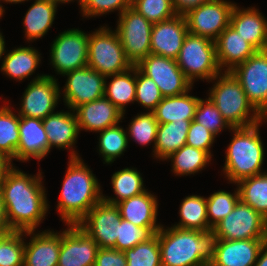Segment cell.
<instances>
[{
	"label": "cell",
	"instance_id": "6da1fadb",
	"mask_svg": "<svg viewBox=\"0 0 267 266\" xmlns=\"http://www.w3.org/2000/svg\"><path fill=\"white\" fill-rule=\"evenodd\" d=\"M13 166L0 185L7 222L12 231H36L49 210L43 176L30 175Z\"/></svg>",
	"mask_w": 267,
	"mask_h": 266
},
{
	"label": "cell",
	"instance_id": "7a4b0ae2",
	"mask_svg": "<svg viewBox=\"0 0 267 266\" xmlns=\"http://www.w3.org/2000/svg\"><path fill=\"white\" fill-rule=\"evenodd\" d=\"M68 158L56 211L66 225H76L103 199V193L98 179L84 160Z\"/></svg>",
	"mask_w": 267,
	"mask_h": 266
},
{
	"label": "cell",
	"instance_id": "3957f363",
	"mask_svg": "<svg viewBox=\"0 0 267 266\" xmlns=\"http://www.w3.org/2000/svg\"><path fill=\"white\" fill-rule=\"evenodd\" d=\"M217 237L208 231L181 229L163 225L158 231L162 266H209Z\"/></svg>",
	"mask_w": 267,
	"mask_h": 266
},
{
	"label": "cell",
	"instance_id": "277c9868",
	"mask_svg": "<svg viewBox=\"0 0 267 266\" xmlns=\"http://www.w3.org/2000/svg\"><path fill=\"white\" fill-rule=\"evenodd\" d=\"M263 122H267V118L250 127L230 130L233 138L226 149L225 164L222 166L224 178H227L229 183L235 185L244 178L267 172L261 170L265 150L259 127Z\"/></svg>",
	"mask_w": 267,
	"mask_h": 266
},
{
	"label": "cell",
	"instance_id": "5b68a950",
	"mask_svg": "<svg viewBox=\"0 0 267 266\" xmlns=\"http://www.w3.org/2000/svg\"><path fill=\"white\" fill-rule=\"evenodd\" d=\"M209 82L214 84L208 96L231 128L250 127L265 119L249 102L231 71H222Z\"/></svg>",
	"mask_w": 267,
	"mask_h": 266
},
{
	"label": "cell",
	"instance_id": "8992f818",
	"mask_svg": "<svg viewBox=\"0 0 267 266\" xmlns=\"http://www.w3.org/2000/svg\"><path fill=\"white\" fill-rule=\"evenodd\" d=\"M176 62L192 85L196 79L208 82L222 72L217 60L215 42L189 32Z\"/></svg>",
	"mask_w": 267,
	"mask_h": 266
},
{
	"label": "cell",
	"instance_id": "52a82bcc",
	"mask_svg": "<svg viewBox=\"0 0 267 266\" xmlns=\"http://www.w3.org/2000/svg\"><path fill=\"white\" fill-rule=\"evenodd\" d=\"M101 26L89 34L87 66L103 76L122 73L133 65L126 58L124 48L115 30Z\"/></svg>",
	"mask_w": 267,
	"mask_h": 266
},
{
	"label": "cell",
	"instance_id": "ba28073f",
	"mask_svg": "<svg viewBox=\"0 0 267 266\" xmlns=\"http://www.w3.org/2000/svg\"><path fill=\"white\" fill-rule=\"evenodd\" d=\"M153 24L131 6L117 20L116 33L124 48L126 58L137 65L151 54V32Z\"/></svg>",
	"mask_w": 267,
	"mask_h": 266
},
{
	"label": "cell",
	"instance_id": "9c48e42d",
	"mask_svg": "<svg viewBox=\"0 0 267 266\" xmlns=\"http://www.w3.org/2000/svg\"><path fill=\"white\" fill-rule=\"evenodd\" d=\"M213 230L217 239H267V219L241 200Z\"/></svg>",
	"mask_w": 267,
	"mask_h": 266
},
{
	"label": "cell",
	"instance_id": "30bf717a",
	"mask_svg": "<svg viewBox=\"0 0 267 266\" xmlns=\"http://www.w3.org/2000/svg\"><path fill=\"white\" fill-rule=\"evenodd\" d=\"M89 34L72 28L60 33L52 42L50 64L57 74H65L87 66Z\"/></svg>",
	"mask_w": 267,
	"mask_h": 266
},
{
	"label": "cell",
	"instance_id": "8fae6325",
	"mask_svg": "<svg viewBox=\"0 0 267 266\" xmlns=\"http://www.w3.org/2000/svg\"><path fill=\"white\" fill-rule=\"evenodd\" d=\"M231 72L238 79L249 102L267 118V49L256 51Z\"/></svg>",
	"mask_w": 267,
	"mask_h": 266
},
{
	"label": "cell",
	"instance_id": "7c38bea8",
	"mask_svg": "<svg viewBox=\"0 0 267 266\" xmlns=\"http://www.w3.org/2000/svg\"><path fill=\"white\" fill-rule=\"evenodd\" d=\"M236 3L226 0H212L185 16L188 32L216 41L222 31L230 25V17Z\"/></svg>",
	"mask_w": 267,
	"mask_h": 266
},
{
	"label": "cell",
	"instance_id": "4fadbf2b",
	"mask_svg": "<svg viewBox=\"0 0 267 266\" xmlns=\"http://www.w3.org/2000/svg\"><path fill=\"white\" fill-rule=\"evenodd\" d=\"M57 80L48 74L38 75L32 79L21 98L18 115L43 120L55 112L58 100L61 99V90Z\"/></svg>",
	"mask_w": 267,
	"mask_h": 266
},
{
	"label": "cell",
	"instance_id": "5bb4252c",
	"mask_svg": "<svg viewBox=\"0 0 267 266\" xmlns=\"http://www.w3.org/2000/svg\"><path fill=\"white\" fill-rule=\"evenodd\" d=\"M136 66L155 81L163 97L180 95L193 87L174 59L149 54Z\"/></svg>",
	"mask_w": 267,
	"mask_h": 266
},
{
	"label": "cell",
	"instance_id": "9a60e30c",
	"mask_svg": "<svg viewBox=\"0 0 267 266\" xmlns=\"http://www.w3.org/2000/svg\"><path fill=\"white\" fill-rule=\"evenodd\" d=\"M120 223L121 216L116 204L102 199L77 225L98 244L99 248H114Z\"/></svg>",
	"mask_w": 267,
	"mask_h": 266
},
{
	"label": "cell",
	"instance_id": "2e32d148",
	"mask_svg": "<svg viewBox=\"0 0 267 266\" xmlns=\"http://www.w3.org/2000/svg\"><path fill=\"white\" fill-rule=\"evenodd\" d=\"M64 76H67V80L61 95L68 109L75 110L82 104L104 97L106 77L96 70L85 66Z\"/></svg>",
	"mask_w": 267,
	"mask_h": 266
},
{
	"label": "cell",
	"instance_id": "e0dca14e",
	"mask_svg": "<svg viewBox=\"0 0 267 266\" xmlns=\"http://www.w3.org/2000/svg\"><path fill=\"white\" fill-rule=\"evenodd\" d=\"M98 249V244L77 224L67 225L61 231L58 266H94Z\"/></svg>",
	"mask_w": 267,
	"mask_h": 266
},
{
	"label": "cell",
	"instance_id": "ac0fdd59",
	"mask_svg": "<svg viewBox=\"0 0 267 266\" xmlns=\"http://www.w3.org/2000/svg\"><path fill=\"white\" fill-rule=\"evenodd\" d=\"M267 239H217L214 256L209 266H255Z\"/></svg>",
	"mask_w": 267,
	"mask_h": 266
},
{
	"label": "cell",
	"instance_id": "d6986e66",
	"mask_svg": "<svg viewBox=\"0 0 267 266\" xmlns=\"http://www.w3.org/2000/svg\"><path fill=\"white\" fill-rule=\"evenodd\" d=\"M187 34L184 15L154 23L151 32V54L176 60Z\"/></svg>",
	"mask_w": 267,
	"mask_h": 266
},
{
	"label": "cell",
	"instance_id": "ffe728a7",
	"mask_svg": "<svg viewBox=\"0 0 267 266\" xmlns=\"http://www.w3.org/2000/svg\"><path fill=\"white\" fill-rule=\"evenodd\" d=\"M69 111L53 112L43 119L42 123L49 141V152L53 147L59 150L68 149L70 158H78L80 156L74 147L80 130L74 110Z\"/></svg>",
	"mask_w": 267,
	"mask_h": 266
},
{
	"label": "cell",
	"instance_id": "44dd1931",
	"mask_svg": "<svg viewBox=\"0 0 267 266\" xmlns=\"http://www.w3.org/2000/svg\"><path fill=\"white\" fill-rule=\"evenodd\" d=\"M25 231V236H30L25 242L23 266H58L61 231L54 230Z\"/></svg>",
	"mask_w": 267,
	"mask_h": 266
},
{
	"label": "cell",
	"instance_id": "7402d4cb",
	"mask_svg": "<svg viewBox=\"0 0 267 266\" xmlns=\"http://www.w3.org/2000/svg\"><path fill=\"white\" fill-rule=\"evenodd\" d=\"M79 130L100 132L122 122L124 114L107 98L82 104L74 110Z\"/></svg>",
	"mask_w": 267,
	"mask_h": 266
},
{
	"label": "cell",
	"instance_id": "603a6c76",
	"mask_svg": "<svg viewBox=\"0 0 267 266\" xmlns=\"http://www.w3.org/2000/svg\"><path fill=\"white\" fill-rule=\"evenodd\" d=\"M49 153V141L42 119L19 116V145L16 160L28 162L31 158L38 161Z\"/></svg>",
	"mask_w": 267,
	"mask_h": 266
},
{
	"label": "cell",
	"instance_id": "cb8c5ba5",
	"mask_svg": "<svg viewBox=\"0 0 267 266\" xmlns=\"http://www.w3.org/2000/svg\"><path fill=\"white\" fill-rule=\"evenodd\" d=\"M230 26L257 51L267 49V20L255 7L234 6Z\"/></svg>",
	"mask_w": 267,
	"mask_h": 266
},
{
	"label": "cell",
	"instance_id": "d4e9b609",
	"mask_svg": "<svg viewBox=\"0 0 267 266\" xmlns=\"http://www.w3.org/2000/svg\"><path fill=\"white\" fill-rule=\"evenodd\" d=\"M122 219L138 227H150L157 233L162 224L157 223L158 200L148 190L140 195L122 200L116 204Z\"/></svg>",
	"mask_w": 267,
	"mask_h": 266
},
{
	"label": "cell",
	"instance_id": "484cf974",
	"mask_svg": "<svg viewBox=\"0 0 267 266\" xmlns=\"http://www.w3.org/2000/svg\"><path fill=\"white\" fill-rule=\"evenodd\" d=\"M215 44L221 71H232L257 51L230 25L218 36Z\"/></svg>",
	"mask_w": 267,
	"mask_h": 266
},
{
	"label": "cell",
	"instance_id": "4316f807",
	"mask_svg": "<svg viewBox=\"0 0 267 266\" xmlns=\"http://www.w3.org/2000/svg\"><path fill=\"white\" fill-rule=\"evenodd\" d=\"M192 89L191 87L187 92L180 95L163 97L153 111L158 124L194 120L199 97L188 94Z\"/></svg>",
	"mask_w": 267,
	"mask_h": 266
},
{
	"label": "cell",
	"instance_id": "83f0119b",
	"mask_svg": "<svg viewBox=\"0 0 267 266\" xmlns=\"http://www.w3.org/2000/svg\"><path fill=\"white\" fill-rule=\"evenodd\" d=\"M5 52L0 69L4 75L19 82L35 73L41 63L40 52L30 45Z\"/></svg>",
	"mask_w": 267,
	"mask_h": 266
},
{
	"label": "cell",
	"instance_id": "f1b7e54d",
	"mask_svg": "<svg viewBox=\"0 0 267 266\" xmlns=\"http://www.w3.org/2000/svg\"><path fill=\"white\" fill-rule=\"evenodd\" d=\"M57 6L52 0L33 2L23 18L25 38L28 42H33L47 34L54 22Z\"/></svg>",
	"mask_w": 267,
	"mask_h": 266
},
{
	"label": "cell",
	"instance_id": "f546056e",
	"mask_svg": "<svg viewBox=\"0 0 267 266\" xmlns=\"http://www.w3.org/2000/svg\"><path fill=\"white\" fill-rule=\"evenodd\" d=\"M191 121L183 120V122L174 121L159 124L153 157L164 161L183 145H186Z\"/></svg>",
	"mask_w": 267,
	"mask_h": 266
},
{
	"label": "cell",
	"instance_id": "4dcf8cb0",
	"mask_svg": "<svg viewBox=\"0 0 267 266\" xmlns=\"http://www.w3.org/2000/svg\"><path fill=\"white\" fill-rule=\"evenodd\" d=\"M110 78L112 79L108 82L107 80ZM135 90L136 65L122 73L107 76L105 79L104 97L111 101L123 114L126 112V106L135 102Z\"/></svg>",
	"mask_w": 267,
	"mask_h": 266
},
{
	"label": "cell",
	"instance_id": "1f68e13d",
	"mask_svg": "<svg viewBox=\"0 0 267 266\" xmlns=\"http://www.w3.org/2000/svg\"><path fill=\"white\" fill-rule=\"evenodd\" d=\"M206 209V197L193 194L186 196L182 199L179 208L180 221L173 226L190 230H211L208 223Z\"/></svg>",
	"mask_w": 267,
	"mask_h": 266
},
{
	"label": "cell",
	"instance_id": "d6a6232c",
	"mask_svg": "<svg viewBox=\"0 0 267 266\" xmlns=\"http://www.w3.org/2000/svg\"><path fill=\"white\" fill-rule=\"evenodd\" d=\"M143 182L142 175L136 168L127 167L114 172L111 184L116 196L112 198V196L103 195V200L110 204H117L122 200L140 195L148 190L145 189Z\"/></svg>",
	"mask_w": 267,
	"mask_h": 266
},
{
	"label": "cell",
	"instance_id": "836d02e7",
	"mask_svg": "<svg viewBox=\"0 0 267 266\" xmlns=\"http://www.w3.org/2000/svg\"><path fill=\"white\" fill-rule=\"evenodd\" d=\"M212 156L207 151L197 149L188 145H183L166 159L171 160V171L175 176H188L203 170L206 165L211 163Z\"/></svg>",
	"mask_w": 267,
	"mask_h": 266
},
{
	"label": "cell",
	"instance_id": "e575fe53",
	"mask_svg": "<svg viewBox=\"0 0 267 266\" xmlns=\"http://www.w3.org/2000/svg\"><path fill=\"white\" fill-rule=\"evenodd\" d=\"M240 200L267 219V172L236 183Z\"/></svg>",
	"mask_w": 267,
	"mask_h": 266
},
{
	"label": "cell",
	"instance_id": "d590c367",
	"mask_svg": "<svg viewBox=\"0 0 267 266\" xmlns=\"http://www.w3.org/2000/svg\"><path fill=\"white\" fill-rule=\"evenodd\" d=\"M13 111L6 102L0 107V154L10 160H16L19 145V115Z\"/></svg>",
	"mask_w": 267,
	"mask_h": 266
},
{
	"label": "cell",
	"instance_id": "8d00e7d4",
	"mask_svg": "<svg viewBox=\"0 0 267 266\" xmlns=\"http://www.w3.org/2000/svg\"><path fill=\"white\" fill-rule=\"evenodd\" d=\"M98 133L99 142L97 150H99V155L102 156L104 164H112L116 158L123 155L128 147L127 130L123 129L119 123Z\"/></svg>",
	"mask_w": 267,
	"mask_h": 266
},
{
	"label": "cell",
	"instance_id": "74e56055",
	"mask_svg": "<svg viewBox=\"0 0 267 266\" xmlns=\"http://www.w3.org/2000/svg\"><path fill=\"white\" fill-rule=\"evenodd\" d=\"M240 200L238 187L233 193L218 190L206 198L209 227L213 229L223 218L230 214Z\"/></svg>",
	"mask_w": 267,
	"mask_h": 266
},
{
	"label": "cell",
	"instance_id": "f35d334b",
	"mask_svg": "<svg viewBox=\"0 0 267 266\" xmlns=\"http://www.w3.org/2000/svg\"><path fill=\"white\" fill-rule=\"evenodd\" d=\"M158 126V121L153 112L137 114L128 125V141L133 139L140 146H148L154 143L152 149L154 153Z\"/></svg>",
	"mask_w": 267,
	"mask_h": 266
},
{
	"label": "cell",
	"instance_id": "ab89813d",
	"mask_svg": "<svg viewBox=\"0 0 267 266\" xmlns=\"http://www.w3.org/2000/svg\"><path fill=\"white\" fill-rule=\"evenodd\" d=\"M127 266H162L158 232L148 241L124 251Z\"/></svg>",
	"mask_w": 267,
	"mask_h": 266
},
{
	"label": "cell",
	"instance_id": "60d3db41",
	"mask_svg": "<svg viewBox=\"0 0 267 266\" xmlns=\"http://www.w3.org/2000/svg\"><path fill=\"white\" fill-rule=\"evenodd\" d=\"M25 231H12L0 241V266H23Z\"/></svg>",
	"mask_w": 267,
	"mask_h": 266
},
{
	"label": "cell",
	"instance_id": "b9f144b4",
	"mask_svg": "<svg viewBox=\"0 0 267 266\" xmlns=\"http://www.w3.org/2000/svg\"><path fill=\"white\" fill-rule=\"evenodd\" d=\"M194 121L202 124L216 136L224 129H232L209 97L206 99L199 98Z\"/></svg>",
	"mask_w": 267,
	"mask_h": 266
},
{
	"label": "cell",
	"instance_id": "7bdbcfd3",
	"mask_svg": "<svg viewBox=\"0 0 267 266\" xmlns=\"http://www.w3.org/2000/svg\"><path fill=\"white\" fill-rule=\"evenodd\" d=\"M131 7L152 24L175 17L172 0H136Z\"/></svg>",
	"mask_w": 267,
	"mask_h": 266
},
{
	"label": "cell",
	"instance_id": "ee69618b",
	"mask_svg": "<svg viewBox=\"0 0 267 266\" xmlns=\"http://www.w3.org/2000/svg\"><path fill=\"white\" fill-rule=\"evenodd\" d=\"M156 233L150 227H138L121 218L118 237L114 249L125 251L141 242L148 241Z\"/></svg>",
	"mask_w": 267,
	"mask_h": 266
},
{
	"label": "cell",
	"instance_id": "f6af8a7d",
	"mask_svg": "<svg viewBox=\"0 0 267 266\" xmlns=\"http://www.w3.org/2000/svg\"><path fill=\"white\" fill-rule=\"evenodd\" d=\"M162 99L163 96L155 81L144 75L136 66L135 101L147 109V112H153Z\"/></svg>",
	"mask_w": 267,
	"mask_h": 266
},
{
	"label": "cell",
	"instance_id": "bcb514c9",
	"mask_svg": "<svg viewBox=\"0 0 267 266\" xmlns=\"http://www.w3.org/2000/svg\"><path fill=\"white\" fill-rule=\"evenodd\" d=\"M130 6L127 0H84L80 11L83 18L106 15L116 10L119 16Z\"/></svg>",
	"mask_w": 267,
	"mask_h": 266
},
{
	"label": "cell",
	"instance_id": "7dc6e473",
	"mask_svg": "<svg viewBox=\"0 0 267 266\" xmlns=\"http://www.w3.org/2000/svg\"><path fill=\"white\" fill-rule=\"evenodd\" d=\"M217 136L202 124L192 120L189 126L186 145L207 151L210 155L211 147Z\"/></svg>",
	"mask_w": 267,
	"mask_h": 266
},
{
	"label": "cell",
	"instance_id": "c3c4849f",
	"mask_svg": "<svg viewBox=\"0 0 267 266\" xmlns=\"http://www.w3.org/2000/svg\"><path fill=\"white\" fill-rule=\"evenodd\" d=\"M94 266H127L125 253L114 248H99Z\"/></svg>",
	"mask_w": 267,
	"mask_h": 266
},
{
	"label": "cell",
	"instance_id": "681fc988",
	"mask_svg": "<svg viewBox=\"0 0 267 266\" xmlns=\"http://www.w3.org/2000/svg\"><path fill=\"white\" fill-rule=\"evenodd\" d=\"M212 0H172L177 15H186L190 10Z\"/></svg>",
	"mask_w": 267,
	"mask_h": 266
},
{
	"label": "cell",
	"instance_id": "f907efd6",
	"mask_svg": "<svg viewBox=\"0 0 267 266\" xmlns=\"http://www.w3.org/2000/svg\"><path fill=\"white\" fill-rule=\"evenodd\" d=\"M11 232L12 229L7 222L5 205L0 191V234H9Z\"/></svg>",
	"mask_w": 267,
	"mask_h": 266
},
{
	"label": "cell",
	"instance_id": "816d5d0a",
	"mask_svg": "<svg viewBox=\"0 0 267 266\" xmlns=\"http://www.w3.org/2000/svg\"><path fill=\"white\" fill-rule=\"evenodd\" d=\"M13 161L7 156L0 154V185L5 179L7 172L13 167Z\"/></svg>",
	"mask_w": 267,
	"mask_h": 266
},
{
	"label": "cell",
	"instance_id": "f5cc1de1",
	"mask_svg": "<svg viewBox=\"0 0 267 266\" xmlns=\"http://www.w3.org/2000/svg\"><path fill=\"white\" fill-rule=\"evenodd\" d=\"M255 266H267V242L260 250Z\"/></svg>",
	"mask_w": 267,
	"mask_h": 266
},
{
	"label": "cell",
	"instance_id": "db71d44e",
	"mask_svg": "<svg viewBox=\"0 0 267 266\" xmlns=\"http://www.w3.org/2000/svg\"><path fill=\"white\" fill-rule=\"evenodd\" d=\"M5 2V3H15V4H18V3H22V2H25V1H29V0H0V2ZM5 10H4V7L2 6V4H0V19L1 17L3 16Z\"/></svg>",
	"mask_w": 267,
	"mask_h": 266
},
{
	"label": "cell",
	"instance_id": "11a10c76",
	"mask_svg": "<svg viewBox=\"0 0 267 266\" xmlns=\"http://www.w3.org/2000/svg\"><path fill=\"white\" fill-rule=\"evenodd\" d=\"M4 36L2 35V33L0 32V59L2 58V56L5 54V41H4Z\"/></svg>",
	"mask_w": 267,
	"mask_h": 266
},
{
	"label": "cell",
	"instance_id": "9f6ffc18",
	"mask_svg": "<svg viewBox=\"0 0 267 266\" xmlns=\"http://www.w3.org/2000/svg\"><path fill=\"white\" fill-rule=\"evenodd\" d=\"M55 4H57V5H59V4H63V3H69V2H74V0H52ZM79 4V6H80V9H81V7H82V5H83V3H84V0H76Z\"/></svg>",
	"mask_w": 267,
	"mask_h": 266
},
{
	"label": "cell",
	"instance_id": "6f0895ef",
	"mask_svg": "<svg viewBox=\"0 0 267 266\" xmlns=\"http://www.w3.org/2000/svg\"><path fill=\"white\" fill-rule=\"evenodd\" d=\"M130 5H132L136 0H127Z\"/></svg>",
	"mask_w": 267,
	"mask_h": 266
},
{
	"label": "cell",
	"instance_id": "680465c9",
	"mask_svg": "<svg viewBox=\"0 0 267 266\" xmlns=\"http://www.w3.org/2000/svg\"><path fill=\"white\" fill-rule=\"evenodd\" d=\"M7 234H0V241L6 236Z\"/></svg>",
	"mask_w": 267,
	"mask_h": 266
}]
</instances>
